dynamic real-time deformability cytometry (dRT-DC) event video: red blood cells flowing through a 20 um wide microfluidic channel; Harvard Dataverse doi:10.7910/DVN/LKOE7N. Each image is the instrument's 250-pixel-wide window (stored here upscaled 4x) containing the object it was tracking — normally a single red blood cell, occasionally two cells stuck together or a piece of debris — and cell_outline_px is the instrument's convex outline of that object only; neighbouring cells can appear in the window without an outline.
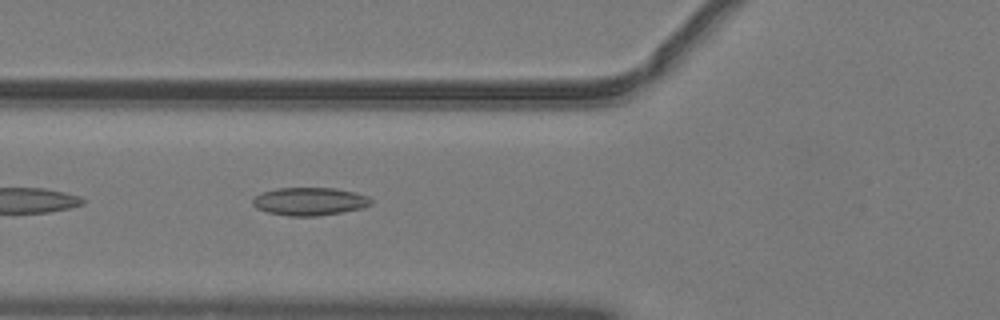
{"species": "common noctule bat (a hibernating species)", "species_latin": "Nyctalus noctula", "temperature_condition": "warm", "stored_images_in_passage": 40, "camera_frame_rate_fps": 3000, "um_per_image_px": 0.085, "animal": {"sex": "male", "body_mass_g": 19.2, "forearm_length_mm": 51.8}, "frame": {"image": 1, "passage_image": 12, "time_ms": 3.667, "image_size_px": [1000, 320], "cell_outline_px": [[372, 204], [360, 208], [344, 212], [316, 216], [288, 216], [268, 212], [256, 208], [252, 204], [252, 200], [260, 192], [276, 188], [336, 188], [368, 196], [372, 200]], "centroid_in_image_um": [26.29, 17.12], "position_along_channel_um": 99.5, "area_um2": 19.31}}
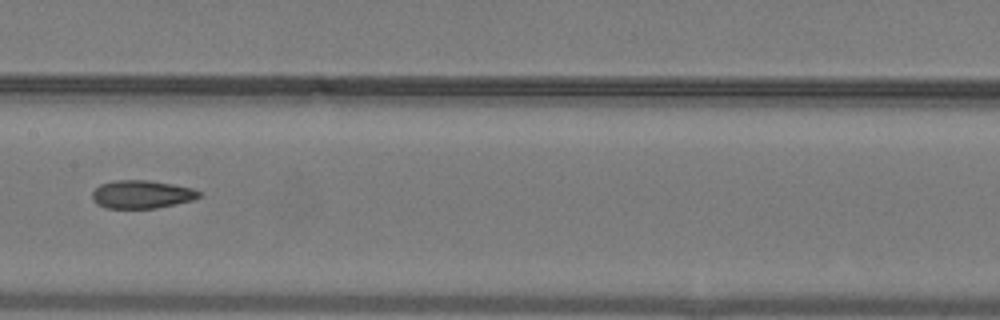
{"frame": {"image": 2, "passage_image": 19, "time_ms": 6.0, "image_size_px": [1000, 320], "cell_outline_px": [[204, 196], [192, 200], [176, 204], [156, 208], [108, 208], [92, 200], [92, 192], [100, 184], [112, 180], [148, 180], [172, 184], [192, 188], [200, 192]], "centroid_in_image_um": [12.07, 16.51], "position_along_channel_um": 195.3, "area_um2": 17.51}}
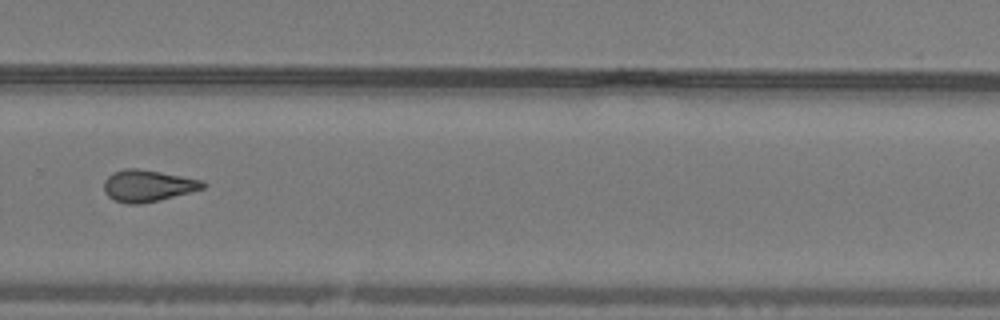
{"frame": {"image": 3, "passage_image": 28, "time_ms": 9.0, "image_size_px": [1000, 320], "cell_outline_px": [[208, 184], [204, 188], [160, 200], [140, 204], [128, 204], [116, 200], [108, 196], [104, 192], [104, 180], [112, 172], [124, 168], [136, 168], [160, 172], [200, 180]], "centroid_in_image_um": [12.52, 15.79], "position_along_channel_um": 317.3, "area_um2": 18.15}}